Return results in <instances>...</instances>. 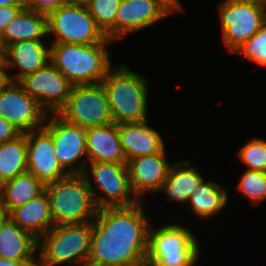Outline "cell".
Here are the masks:
<instances>
[{
	"label": "cell",
	"mask_w": 266,
	"mask_h": 266,
	"mask_svg": "<svg viewBox=\"0 0 266 266\" xmlns=\"http://www.w3.org/2000/svg\"><path fill=\"white\" fill-rule=\"evenodd\" d=\"M48 35L47 13L29 8L27 5L6 25L0 36L2 51L20 41L43 40Z\"/></svg>",
	"instance_id": "20"
},
{
	"label": "cell",
	"mask_w": 266,
	"mask_h": 266,
	"mask_svg": "<svg viewBox=\"0 0 266 266\" xmlns=\"http://www.w3.org/2000/svg\"><path fill=\"white\" fill-rule=\"evenodd\" d=\"M4 6H26V0H0V7Z\"/></svg>",
	"instance_id": "36"
},
{
	"label": "cell",
	"mask_w": 266,
	"mask_h": 266,
	"mask_svg": "<svg viewBox=\"0 0 266 266\" xmlns=\"http://www.w3.org/2000/svg\"><path fill=\"white\" fill-rule=\"evenodd\" d=\"M222 42L235 51L266 21V0H225L219 9Z\"/></svg>",
	"instance_id": "7"
},
{
	"label": "cell",
	"mask_w": 266,
	"mask_h": 266,
	"mask_svg": "<svg viewBox=\"0 0 266 266\" xmlns=\"http://www.w3.org/2000/svg\"><path fill=\"white\" fill-rule=\"evenodd\" d=\"M53 225L92 222L97 207L83 174H68L45 185ZM92 220V221H91Z\"/></svg>",
	"instance_id": "5"
},
{
	"label": "cell",
	"mask_w": 266,
	"mask_h": 266,
	"mask_svg": "<svg viewBox=\"0 0 266 266\" xmlns=\"http://www.w3.org/2000/svg\"><path fill=\"white\" fill-rule=\"evenodd\" d=\"M18 83L47 111L57 113L67 102L73 84L51 63Z\"/></svg>",
	"instance_id": "13"
},
{
	"label": "cell",
	"mask_w": 266,
	"mask_h": 266,
	"mask_svg": "<svg viewBox=\"0 0 266 266\" xmlns=\"http://www.w3.org/2000/svg\"><path fill=\"white\" fill-rule=\"evenodd\" d=\"M27 171L44 185L68 175L57 161L50 133L44 128L26 133Z\"/></svg>",
	"instance_id": "14"
},
{
	"label": "cell",
	"mask_w": 266,
	"mask_h": 266,
	"mask_svg": "<svg viewBox=\"0 0 266 266\" xmlns=\"http://www.w3.org/2000/svg\"><path fill=\"white\" fill-rule=\"evenodd\" d=\"M0 115L27 133L43 127L48 113L18 82L7 80L0 88Z\"/></svg>",
	"instance_id": "12"
},
{
	"label": "cell",
	"mask_w": 266,
	"mask_h": 266,
	"mask_svg": "<svg viewBox=\"0 0 266 266\" xmlns=\"http://www.w3.org/2000/svg\"><path fill=\"white\" fill-rule=\"evenodd\" d=\"M45 190V185L28 171L0 185V202L7 213L24 205Z\"/></svg>",
	"instance_id": "24"
},
{
	"label": "cell",
	"mask_w": 266,
	"mask_h": 266,
	"mask_svg": "<svg viewBox=\"0 0 266 266\" xmlns=\"http://www.w3.org/2000/svg\"><path fill=\"white\" fill-rule=\"evenodd\" d=\"M8 217L36 239L54 226L50 213V199L46 190L24 205L12 209Z\"/></svg>",
	"instance_id": "21"
},
{
	"label": "cell",
	"mask_w": 266,
	"mask_h": 266,
	"mask_svg": "<svg viewBox=\"0 0 266 266\" xmlns=\"http://www.w3.org/2000/svg\"><path fill=\"white\" fill-rule=\"evenodd\" d=\"M0 266H37V261H12L0 258Z\"/></svg>",
	"instance_id": "35"
},
{
	"label": "cell",
	"mask_w": 266,
	"mask_h": 266,
	"mask_svg": "<svg viewBox=\"0 0 266 266\" xmlns=\"http://www.w3.org/2000/svg\"><path fill=\"white\" fill-rule=\"evenodd\" d=\"M166 150L135 157L126 162L131 190L139 201L145 193H156L167 178L170 164Z\"/></svg>",
	"instance_id": "15"
},
{
	"label": "cell",
	"mask_w": 266,
	"mask_h": 266,
	"mask_svg": "<svg viewBox=\"0 0 266 266\" xmlns=\"http://www.w3.org/2000/svg\"><path fill=\"white\" fill-rule=\"evenodd\" d=\"M87 164L91 169L90 175L93 178V183H95L94 187L100 189L104 194L101 196L97 195L98 192H95L89 180V172L85 169L83 175L91 189V194L97 208L132 206L139 202L131 190L126 164L102 162Z\"/></svg>",
	"instance_id": "11"
},
{
	"label": "cell",
	"mask_w": 266,
	"mask_h": 266,
	"mask_svg": "<svg viewBox=\"0 0 266 266\" xmlns=\"http://www.w3.org/2000/svg\"><path fill=\"white\" fill-rule=\"evenodd\" d=\"M121 0H90L89 13L109 40L115 41V18Z\"/></svg>",
	"instance_id": "27"
},
{
	"label": "cell",
	"mask_w": 266,
	"mask_h": 266,
	"mask_svg": "<svg viewBox=\"0 0 266 266\" xmlns=\"http://www.w3.org/2000/svg\"><path fill=\"white\" fill-rule=\"evenodd\" d=\"M8 217V213L6 208L2 205V203L0 202V226L2 225V223L6 220V218Z\"/></svg>",
	"instance_id": "38"
},
{
	"label": "cell",
	"mask_w": 266,
	"mask_h": 266,
	"mask_svg": "<svg viewBox=\"0 0 266 266\" xmlns=\"http://www.w3.org/2000/svg\"><path fill=\"white\" fill-rule=\"evenodd\" d=\"M43 127L52 137L55 155L62 169L68 174H83L88 169L86 128L66 121L58 113H52V116L49 113Z\"/></svg>",
	"instance_id": "10"
},
{
	"label": "cell",
	"mask_w": 266,
	"mask_h": 266,
	"mask_svg": "<svg viewBox=\"0 0 266 266\" xmlns=\"http://www.w3.org/2000/svg\"><path fill=\"white\" fill-rule=\"evenodd\" d=\"M239 160L246 164L249 170L266 172V140L251 139L238 152Z\"/></svg>",
	"instance_id": "29"
},
{
	"label": "cell",
	"mask_w": 266,
	"mask_h": 266,
	"mask_svg": "<svg viewBox=\"0 0 266 266\" xmlns=\"http://www.w3.org/2000/svg\"><path fill=\"white\" fill-rule=\"evenodd\" d=\"M228 201L227 190L205 179L193 190L187 203L199 218H211L222 211Z\"/></svg>",
	"instance_id": "25"
},
{
	"label": "cell",
	"mask_w": 266,
	"mask_h": 266,
	"mask_svg": "<svg viewBox=\"0 0 266 266\" xmlns=\"http://www.w3.org/2000/svg\"><path fill=\"white\" fill-rule=\"evenodd\" d=\"M86 153L88 163L126 164L119 139L118 124L86 128Z\"/></svg>",
	"instance_id": "19"
},
{
	"label": "cell",
	"mask_w": 266,
	"mask_h": 266,
	"mask_svg": "<svg viewBox=\"0 0 266 266\" xmlns=\"http://www.w3.org/2000/svg\"><path fill=\"white\" fill-rule=\"evenodd\" d=\"M27 172L26 133L0 144V185Z\"/></svg>",
	"instance_id": "26"
},
{
	"label": "cell",
	"mask_w": 266,
	"mask_h": 266,
	"mask_svg": "<svg viewBox=\"0 0 266 266\" xmlns=\"http://www.w3.org/2000/svg\"><path fill=\"white\" fill-rule=\"evenodd\" d=\"M147 81L143 74L120 64L108 71L101 81L112 120L116 124L147 120Z\"/></svg>",
	"instance_id": "3"
},
{
	"label": "cell",
	"mask_w": 266,
	"mask_h": 266,
	"mask_svg": "<svg viewBox=\"0 0 266 266\" xmlns=\"http://www.w3.org/2000/svg\"><path fill=\"white\" fill-rule=\"evenodd\" d=\"M38 239L21 229L9 217L0 226V258L12 261H37Z\"/></svg>",
	"instance_id": "22"
},
{
	"label": "cell",
	"mask_w": 266,
	"mask_h": 266,
	"mask_svg": "<svg viewBox=\"0 0 266 266\" xmlns=\"http://www.w3.org/2000/svg\"><path fill=\"white\" fill-rule=\"evenodd\" d=\"M193 233L182 225L169 224L149 229L146 266H194L199 246Z\"/></svg>",
	"instance_id": "6"
},
{
	"label": "cell",
	"mask_w": 266,
	"mask_h": 266,
	"mask_svg": "<svg viewBox=\"0 0 266 266\" xmlns=\"http://www.w3.org/2000/svg\"><path fill=\"white\" fill-rule=\"evenodd\" d=\"M190 161H178L171 164L168 175L159 192L168 196V201L186 203L193 190L205 179L197 167H189Z\"/></svg>",
	"instance_id": "23"
},
{
	"label": "cell",
	"mask_w": 266,
	"mask_h": 266,
	"mask_svg": "<svg viewBox=\"0 0 266 266\" xmlns=\"http://www.w3.org/2000/svg\"><path fill=\"white\" fill-rule=\"evenodd\" d=\"M65 3L66 0H26V5L29 8L44 13H48Z\"/></svg>",
	"instance_id": "31"
},
{
	"label": "cell",
	"mask_w": 266,
	"mask_h": 266,
	"mask_svg": "<svg viewBox=\"0 0 266 266\" xmlns=\"http://www.w3.org/2000/svg\"><path fill=\"white\" fill-rule=\"evenodd\" d=\"M20 134L16 127L0 115V144L13 140Z\"/></svg>",
	"instance_id": "33"
},
{
	"label": "cell",
	"mask_w": 266,
	"mask_h": 266,
	"mask_svg": "<svg viewBox=\"0 0 266 266\" xmlns=\"http://www.w3.org/2000/svg\"><path fill=\"white\" fill-rule=\"evenodd\" d=\"M113 41L93 45L51 43L50 62L73 84H98L112 68L106 48Z\"/></svg>",
	"instance_id": "2"
},
{
	"label": "cell",
	"mask_w": 266,
	"mask_h": 266,
	"mask_svg": "<svg viewBox=\"0 0 266 266\" xmlns=\"http://www.w3.org/2000/svg\"><path fill=\"white\" fill-rule=\"evenodd\" d=\"M142 203L97 209L88 265L146 266L151 224Z\"/></svg>",
	"instance_id": "1"
},
{
	"label": "cell",
	"mask_w": 266,
	"mask_h": 266,
	"mask_svg": "<svg viewBox=\"0 0 266 266\" xmlns=\"http://www.w3.org/2000/svg\"><path fill=\"white\" fill-rule=\"evenodd\" d=\"M169 15L171 13L156 0H121L115 18V41Z\"/></svg>",
	"instance_id": "16"
},
{
	"label": "cell",
	"mask_w": 266,
	"mask_h": 266,
	"mask_svg": "<svg viewBox=\"0 0 266 266\" xmlns=\"http://www.w3.org/2000/svg\"><path fill=\"white\" fill-rule=\"evenodd\" d=\"M48 34L56 35L50 43L93 45L109 40L97 25L87 6L62 4L47 13Z\"/></svg>",
	"instance_id": "8"
},
{
	"label": "cell",
	"mask_w": 266,
	"mask_h": 266,
	"mask_svg": "<svg viewBox=\"0 0 266 266\" xmlns=\"http://www.w3.org/2000/svg\"><path fill=\"white\" fill-rule=\"evenodd\" d=\"M7 82L4 60L0 61V88Z\"/></svg>",
	"instance_id": "37"
},
{
	"label": "cell",
	"mask_w": 266,
	"mask_h": 266,
	"mask_svg": "<svg viewBox=\"0 0 266 266\" xmlns=\"http://www.w3.org/2000/svg\"><path fill=\"white\" fill-rule=\"evenodd\" d=\"M161 3L171 14L182 11L183 7L180 0H156Z\"/></svg>",
	"instance_id": "34"
},
{
	"label": "cell",
	"mask_w": 266,
	"mask_h": 266,
	"mask_svg": "<svg viewBox=\"0 0 266 266\" xmlns=\"http://www.w3.org/2000/svg\"><path fill=\"white\" fill-rule=\"evenodd\" d=\"M237 188L252 201L253 205H257L266 200V172L246 169Z\"/></svg>",
	"instance_id": "28"
},
{
	"label": "cell",
	"mask_w": 266,
	"mask_h": 266,
	"mask_svg": "<svg viewBox=\"0 0 266 266\" xmlns=\"http://www.w3.org/2000/svg\"><path fill=\"white\" fill-rule=\"evenodd\" d=\"M57 113L66 121L83 128L113 122L107 95L101 83L73 85L66 104Z\"/></svg>",
	"instance_id": "9"
},
{
	"label": "cell",
	"mask_w": 266,
	"mask_h": 266,
	"mask_svg": "<svg viewBox=\"0 0 266 266\" xmlns=\"http://www.w3.org/2000/svg\"><path fill=\"white\" fill-rule=\"evenodd\" d=\"M235 53H243L246 58L257 65L266 67V21Z\"/></svg>",
	"instance_id": "30"
},
{
	"label": "cell",
	"mask_w": 266,
	"mask_h": 266,
	"mask_svg": "<svg viewBox=\"0 0 266 266\" xmlns=\"http://www.w3.org/2000/svg\"><path fill=\"white\" fill-rule=\"evenodd\" d=\"M90 0H66L67 4L84 5L86 6Z\"/></svg>",
	"instance_id": "39"
},
{
	"label": "cell",
	"mask_w": 266,
	"mask_h": 266,
	"mask_svg": "<svg viewBox=\"0 0 266 266\" xmlns=\"http://www.w3.org/2000/svg\"><path fill=\"white\" fill-rule=\"evenodd\" d=\"M118 132L126 161L165 150L162 136L148 125V120L118 124Z\"/></svg>",
	"instance_id": "18"
},
{
	"label": "cell",
	"mask_w": 266,
	"mask_h": 266,
	"mask_svg": "<svg viewBox=\"0 0 266 266\" xmlns=\"http://www.w3.org/2000/svg\"><path fill=\"white\" fill-rule=\"evenodd\" d=\"M24 7L25 6L0 7V36L5 30L6 25L9 24Z\"/></svg>",
	"instance_id": "32"
},
{
	"label": "cell",
	"mask_w": 266,
	"mask_h": 266,
	"mask_svg": "<svg viewBox=\"0 0 266 266\" xmlns=\"http://www.w3.org/2000/svg\"><path fill=\"white\" fill-rule=\"evenodd\" d=\"M2 58L5 69L15 66L20 70L12 76L6 72L8 81L18 82L50 62V47L46 48L44 40L20 41L8 45L2 52Z\"/></svg>",
	"instance_id": "17"
},
{
	"label": "cell",
	"mask_w": 266,
	"mask_h": 266,
	"mask_svg": "<svg viewBox=\"0 0 266 266\" xmlns=\"http://www.w3.org/2000/svg\"><path fill=\"white\" fill-rule=\"evenodd\" d=\"M2 52H3V51H2V48L0 47V61L3 59V58H2Z\"/></svg>",
	"instance_id": "40"
},
{
	"label": "cell",
	"mask_w": 266,
	"mask_h": 266,
	"mask_svg": "<svg viewBox=\"0 0 266 266\" xmlns=\"http://www.w3.org/2000/svg\"><path fill=\"white\" fill-rule=\"evenodd\" d=\"M91 235L92 222L53 226L38 239L37 266H56L64 263L86 266Z\"/></svg>",
	"instance_id": "4"
}]
</instances>
